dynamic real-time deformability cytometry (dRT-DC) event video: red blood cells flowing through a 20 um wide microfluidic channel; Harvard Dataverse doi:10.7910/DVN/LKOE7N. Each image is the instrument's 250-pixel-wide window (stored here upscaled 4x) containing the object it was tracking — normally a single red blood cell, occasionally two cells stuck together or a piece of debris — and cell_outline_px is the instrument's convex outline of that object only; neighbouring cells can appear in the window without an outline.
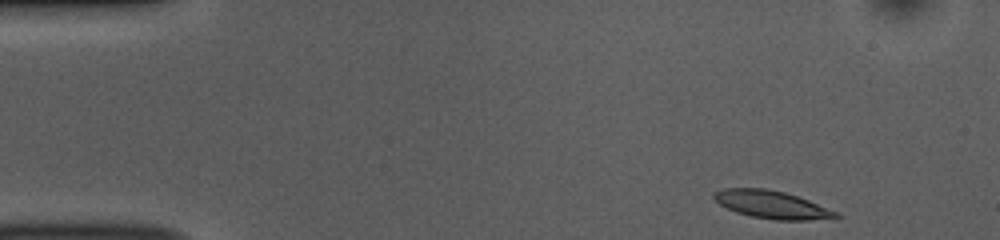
{"species": "common noctule bat (a hibernating species)", "species_latin": "Nyctalus noctula", "temperature_condition": "room temperature", "stored_images_in_passage": 48, "camera_frame_rate_fps": 3000, "um_per_image_px": 0.085, "animal": {"sex": "female", "body_mass_g": 10.0, "forearm_length_mm": 53.1}, "frame": {"image": 1, "passage_image": 1, "time_ms": 0.0, "image_size_px": [1000, 240], "cell_outline_px": [[840, 216], [808, 220], [776, 220], [752, 216], [736, 212], [720, 204], [712, 196], [712, 192], [724, 188], [764, 188], [784, 192], [808, 200], [840, 212]], "centroid_in_image_um": [65.58, 17.38], "position_along_channel_um": 19.4, "area_um2": 19.54}}
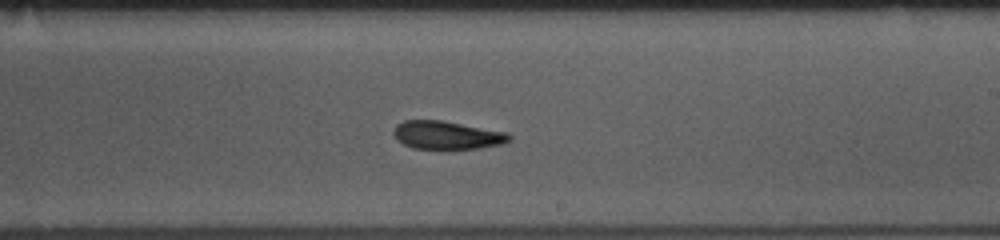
{"frame": {"image": 2, "passage_image": 26, "time_ms": 8.333, "image_size_px": [1000, 240], "cell_outline_px": [[512, 136], [508, 140], [500, 144], [480, 148], [412, 148], [404, 144], [392, 132], [396, 124], [404, 120], [440, 120], [508, 132]], "centroid_in_image_um": [37.98, 11.47], "position_along_channel_um": 251.0, "area_um2": 18.67}}
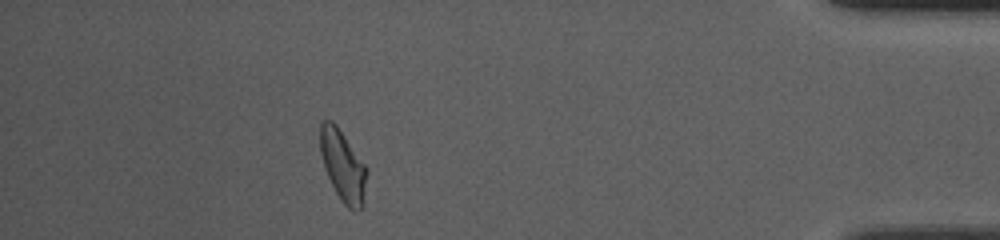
{"frame": {"image": 3, "passage_image": 42, "time_ms": 13.667, "image_size_px": [1000, 240], "cell_outline_px": [[368, 172], [364, 204], [356, 212], [352, 212], [344, 204], [336, 192], [328, 176], [320, 152], [320, 124], [324, 120], [332, 120], [336, 124], [368, 168]], "centroid_in_image_um": [29.18, 14.11], "position_along_channel_um": 406.0, "area_um2": 19.42}, "authors_computed_cell_mechanics": {"area_um2": 19.6809, "velocity_mm_per_s": 3.8178, "shape_relaxation_time_tau1_ms": 8.2765, "shape_relaxation_time_tau2_ms": 3.0463, "deformation_change_tau1": 0.1666, "deformation_change_tau2": 0.1072}}